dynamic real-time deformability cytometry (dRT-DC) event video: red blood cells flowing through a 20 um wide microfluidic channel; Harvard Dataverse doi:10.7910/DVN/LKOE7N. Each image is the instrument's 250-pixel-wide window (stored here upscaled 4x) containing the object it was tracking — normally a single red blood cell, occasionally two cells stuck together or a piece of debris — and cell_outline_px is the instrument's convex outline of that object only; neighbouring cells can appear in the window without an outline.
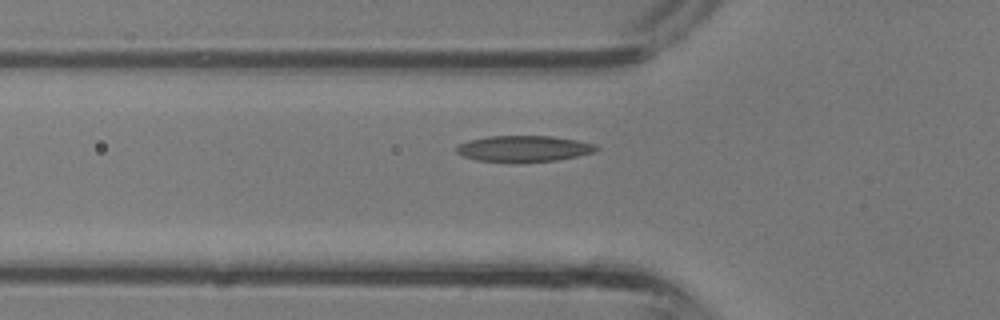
{"species": "common noctule bat (a hibernating species)", "species_latin": "Nyctalus noctula", "temperature_condition": "room temperature", "stored_images_in_passage": 23, "camera_frame_rate_fps": 3000, "um_per_image_px": 0.085, "animal": {"sex": "male", "body_mass_g": 13.3}, "frame": {"image": 1, "passage_image": 6, "time_ms": 1.667, "image_size_px": [1000, 320], "cell_outline_px": [[600, 148], [592, 152], [576, 156], [556, 160], [476, 160], [464, 156], [456, 152], [456, 144], [468, 140], [488, 136], [552, 136], [576, 140], [596, 144]], "centroid_in_image_um": [44.5, 12.59], "position_along_channel_um": 81.3, "area_um2": 20.58}}
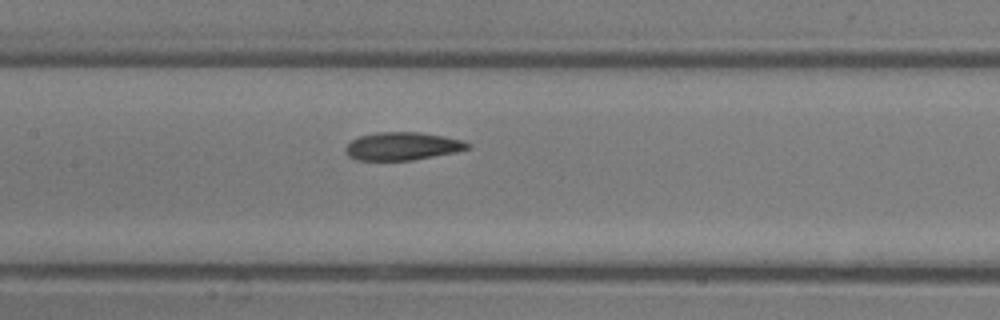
{"frame": {"image": 2, "passage_image": 11, "time_ms": 3.333, "image_size_px": [1000, 320], "cell_outline_px": [[472, 144], [468, 148], [456, 152], [412, 160], [356, 160], [348, 156], [344, 152], [344, 148], [352, 140], [360, 136], [376, 132], [420, 132], [444, 136], [464, 140]], "centroid_in_image_um": [34.2, 12.42], "position_along_channel_um": 173.2, "area_um2": 20.0}}
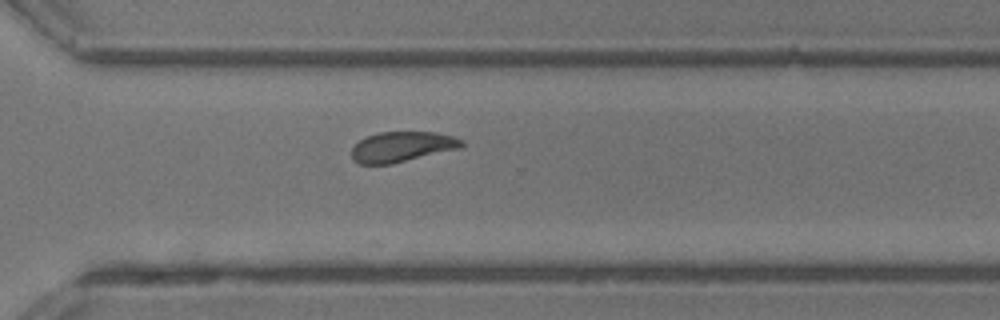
{"frame": {"image": 3, "passage_image": 20, "time_ms": 6.333, "image_size_px": [1000, 320], "cell_outline_px": [[464, 144], [460, 148], [392, 164], [360, 164], [352, 160], [352, 148], [364, 136], [380, 132], [436, 132], [452, 136], [464, 140]], "centroid_in_image_um": [34.16, 12.47], "position_along_channel_um": 336.4, "area_um2": 19.48}}